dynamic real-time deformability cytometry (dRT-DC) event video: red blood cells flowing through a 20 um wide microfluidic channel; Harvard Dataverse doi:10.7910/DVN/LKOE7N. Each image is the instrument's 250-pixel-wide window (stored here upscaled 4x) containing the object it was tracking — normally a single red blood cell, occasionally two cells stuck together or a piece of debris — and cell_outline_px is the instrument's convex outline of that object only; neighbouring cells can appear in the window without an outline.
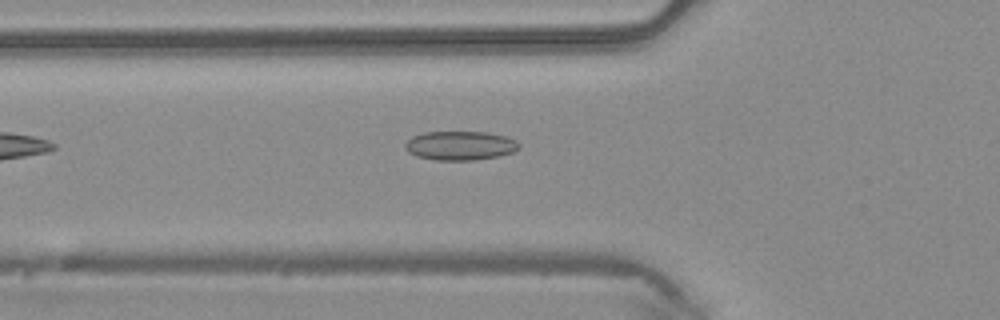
{"species": "common noctule bat (a hibernating species)", "species_latin": "Nyctalus noctula", "temperature_condition": "warm", "stored_images_in_passage": 13, "camera_frame_rate_fps": 3000, "um_per_image_px": 0.085, "animal": {"sex": "male", "body_mass_g": 20.4}, "frame": {"image": 1, "passage_image": 3, "time_ms": 0.667, "image_size_px": [1000, 320], "cell_outline_px": [[520, 148], [512, 152], [500, 156], [476, 160], [436, 160], [416, 156], [408, 152], [404, 148], [404, 144], [412, 136], [424, 132], [488, 132], [508, 136], [516, 140], [520, 144]], "centroid_in_image_um": [39.13, 12.37], "position_along_channel_um": 86.7, "area_um2": 19.54}}
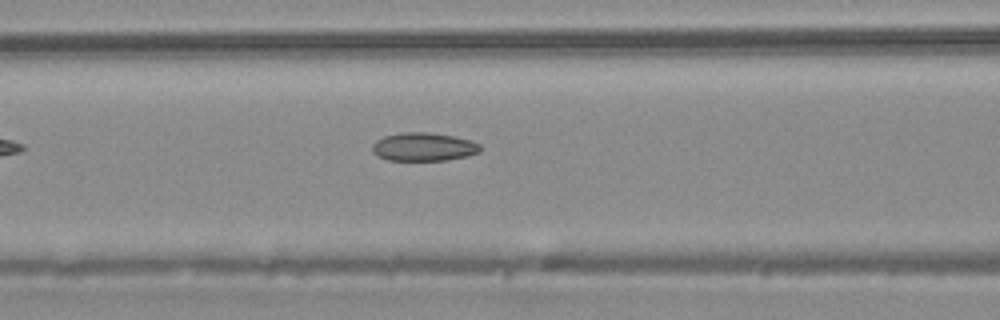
{"frame": {"image": 2, "passage_image": 6, "time_ms": 1.667, "image_size_px": [1000, 320], "cell_outline_px": [[480, 152], [468, 156], [448, 160], [388, 160], [376, 156], [372, 152], [372, 144], [376, 140], [384, 136], [400, 132], [428, 132], [452, 136], [472, 140], [480, 144]], "centroid_in_image_um": [35.99, 12.48], "position_along_channel_um": 130.6, "area_um2": 18.03}}
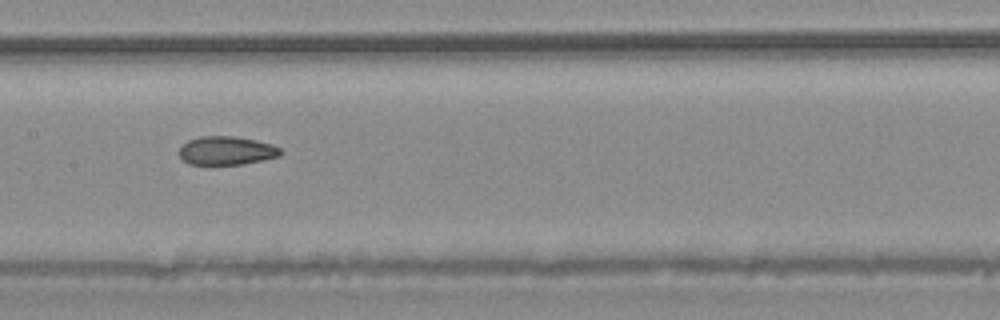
{"frame": {"image": 3, "passage_image": 10, "time_ms": 3.0, "image_size_px": [1000, 320], "cell_outline_px": [[284, 152], [280, 156], [264, 160], [244, 164], [188, 164], [180, 156], [180, 148], [188, 140], [200, 136], [236, 136], [256, 140], [272, 144], [280, 148]], "centroid_in_image_um": [19.3, 12.8], "position_along_channel_um": 188.1, "area_um2": 16.94}}